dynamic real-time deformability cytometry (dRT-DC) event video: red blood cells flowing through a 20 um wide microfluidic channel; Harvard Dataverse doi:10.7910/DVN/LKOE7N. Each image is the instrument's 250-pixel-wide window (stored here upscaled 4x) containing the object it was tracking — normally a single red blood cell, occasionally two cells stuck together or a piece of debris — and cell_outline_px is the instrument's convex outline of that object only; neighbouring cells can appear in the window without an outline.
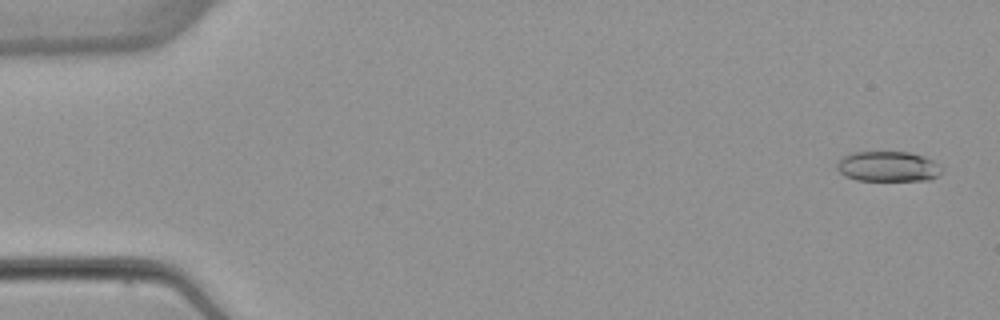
{"species": "common noctule bat (a hibernating species)", "species_latin": "Nyctalus noctula", "temperature_condition": "warm", "stored_images_in_passage": 4, "camera_frame_rate_fps": 3000, "um_per_image_px": 0.085, "animal": {"sex": "female", "body_mass_g": 22.7, "forearm_length_mm": 54.2}, "frame": {"image": 1, "passage_image": 1, "time_ms": 0.0, "image_size_px": [1000, 320], "cell_outline_px": [[944, 172], [932, 180], [856, 180], [844, 176], [836, 168], [836, 164], [844, 156], [852, 152], [908, 152], [924, 156], [940, 164], [944, 168]], "centroid_in_image_um": [75.53, 14.16], "position_along_channel_um": 9.5, "area_um2": 18.73}}
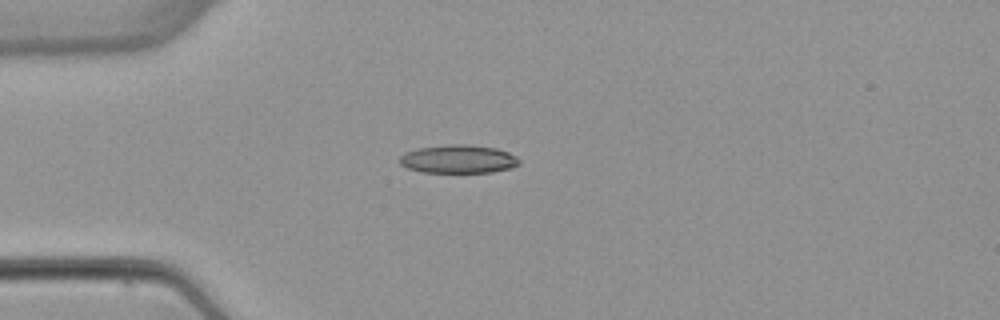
{"frame": {"image": 2, "passage_image": 4, "time_ms": 4.0, "image_size_px": [1000, 320], "cell_outline_px": [[520, 164], [512, 168], [492, 172], [424, 172], [408, 168], [400, 164], [400, 156], [404, 152], [420, 148], [448, 144], [468, 144], [496, 148], [508, 152], [516, 156], [520, 160]], "centroid_in_image_um": [38.99, 13.52], "position_along_channel_um": 46.0, "area_um2": 19.77}}